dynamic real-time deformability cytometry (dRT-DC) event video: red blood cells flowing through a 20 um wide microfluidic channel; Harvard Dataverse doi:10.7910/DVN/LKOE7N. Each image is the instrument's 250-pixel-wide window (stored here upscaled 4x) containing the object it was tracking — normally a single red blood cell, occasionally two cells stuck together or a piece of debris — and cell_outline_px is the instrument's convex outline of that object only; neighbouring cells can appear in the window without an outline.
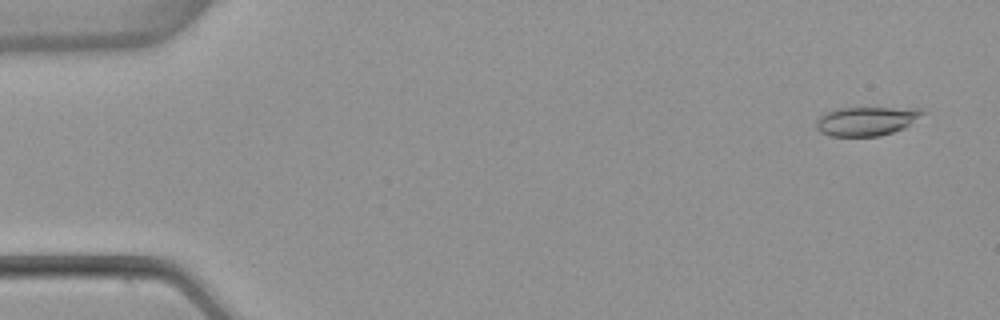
{"species": "common noctule bat (a hibernating species)", "species_latin": "Nyctalus noctula", "temperature_condition": "warm", "stored_images_in_passage": 53, "camera_frame_rate_fps": 3000, "um_per_image_px": 0.085, "animal": {"sex": "female", "body_mass_g": 22.7, "forearm_length_mm": 54.2}, "frame": {"image": 1, "passage_image": 3, "time_ms": 0.667, "image_size_px": [1000, 320], "cell_outline_px": [[928, 112], [904, 128], [880, 136], [828, 136], [820, 132], [816, 128], [816, 120], [824, 112], [836, 108], [924, 108]], "centroid_in_image_um": [73.65, 10.28], "position_along_channel_um": 11.3, "area_um2": 18.21}}
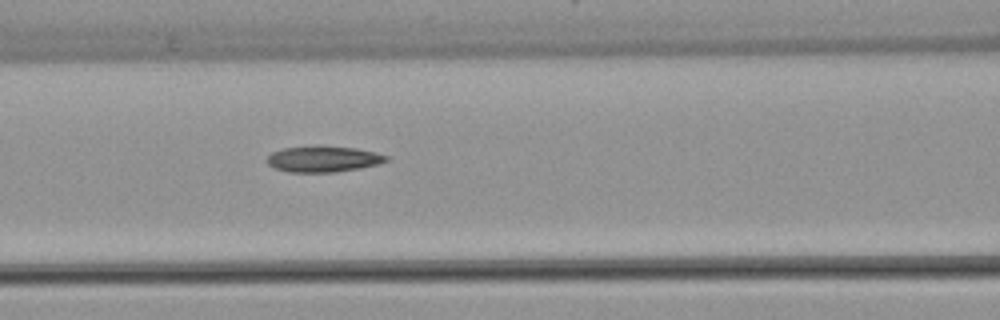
{"frame": {"image": 2, "passage_image": 23, "time_ms": 7.333, "image_size_px": [1000, 320], "cell_outline_px": [[388, 160], [376, 164], [360, 168], [336, 172], [288, 172], [276, 168], [268, 164], [268, 156], [272, 152], [284, 148], [320, 144], [356, 148], [376, 152], [388, 156]], "centroid_in_image_um": [27.48, 13.49], "position_along_channel_um": 139.1, "area_um2": 18.26}}
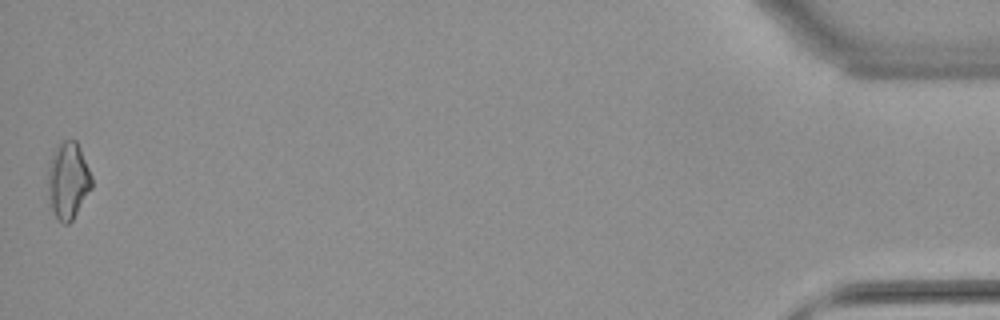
{"frame": {"image": 3, "passage_image": 53, "time_ms": 17.333, "image_size_px": [1000, 320], "cell_outline_px": [[92, 188], [72, 220], [68, 224], [64, 224], [56, 216], [52, 208], [48, 192], [48, 164], [52, 152], [56, 144], [60, 140], [76, 140], [80, 148], [92, 176]], "centroid_in_image_um": [5.78, 15.29], "position_along_channel_um": 429.4, "area_um2": 19.65}, "authors_computed_cell_mechanics": {"area_um2": 17.8602, "velocity_mm_per_s": 3.8763, "shape_relaxation_time_tau1_ms": null, "shape_relaxation_time_tau2_ms": 8.9616, "deformation_change_tau1": null, "deformation_change_tau2": 0.2052}}